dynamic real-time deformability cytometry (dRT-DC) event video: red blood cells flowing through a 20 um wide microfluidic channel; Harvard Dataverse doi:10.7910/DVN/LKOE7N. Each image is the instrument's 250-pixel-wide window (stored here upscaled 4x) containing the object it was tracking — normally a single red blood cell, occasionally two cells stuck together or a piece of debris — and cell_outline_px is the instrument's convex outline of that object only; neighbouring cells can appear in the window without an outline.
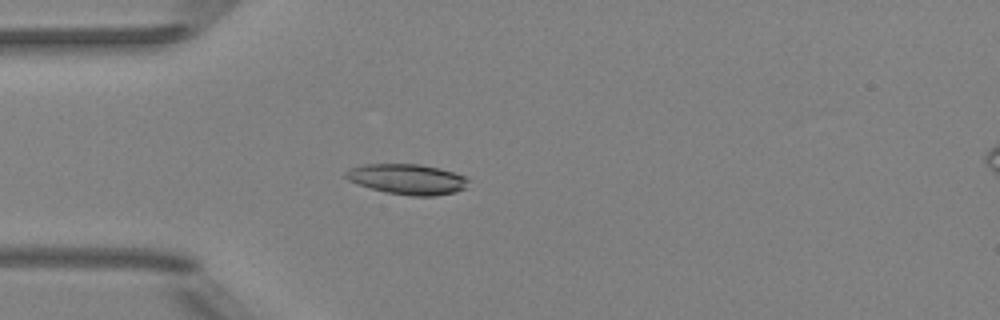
{"species": "Egyptian fruit bat (a non-hibernating species)", "species_latin": "Rousettus aegyptiacus", "temperature_condition": "room temperature", "stored_images_in_passage": 51, "camera_frame_rate_fps": 3000, "um_per_image_px": 0.085, "animal": {"sex": "female"}, "frame": {"image": 1, "passage_image": 14, "time_ms": 4.333, "image_size_px": [1000, 320], "cell_outline_px": [[468, 180], [464, 188], [456, 192], [436, 196], [412, 196], [384, 192], [348, 180], [344, 176], [344, 172], [348, 168], [364, 164], [420, 164], [440, 168], [468, 176]], "centroid_in_image_um": [34.63, 15.22], "position_along_channel_um": 50.4, "area_um2": 21.85}}
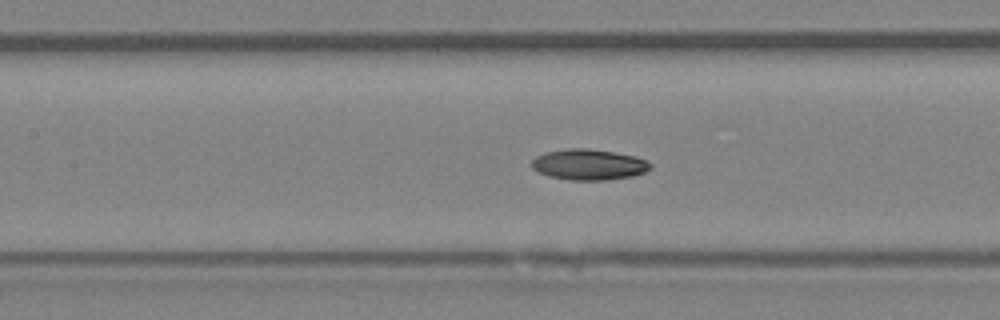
{"frame": {"image": 2, "passage_image": 23, "time_ms": 7.333, "image_size_px": [1000, 320], "cell_outline_px": [[652, 168], [644, 172], [632, 176], [604, 180], [568, 180], [548, 176], [532, 168], [532, 160], [536, 156], [544, 152], [568, 148], [588, 148], [636, 156], [648, 160], [652, 164]], "centroid_in_image_um": [50.06, 13.98], "position_along_channel_um": 157.3, "area_um2": 21.39}}
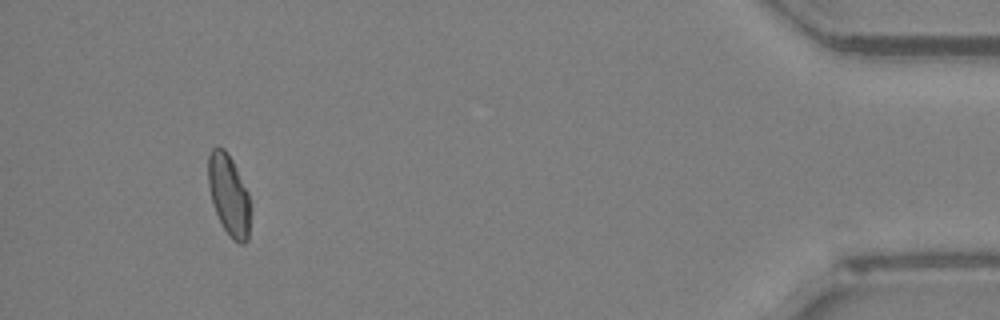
{"frame": {"image": 3, "passage_image": 48, "time_ms": 15.667, "image_size_px": [1000, 320], "cell_outline_px": [[248, 240], [244, 244], [240, 244], [232, 240], [224, 228], [216, 212], [212, 200], [208, 184], [208, 156], [212, 148], [224, 148], [232, 160], [248, 192]], "centroid_in_image_um": [19.43, 16.57], "position_along_channel_um": 415.8, "area_um2": 19.31}, "authors_computed_cell_mechanics": {"area_um2": 21.0392, "velocity_mm_per_s": 3.9372, "shape_relaxation_time_tau1_ms": 5.773, "shape_relaxation_time_tau2_ms": null, "deformation_change_tau1": 0.141, "deformation_change_tau2": null}}